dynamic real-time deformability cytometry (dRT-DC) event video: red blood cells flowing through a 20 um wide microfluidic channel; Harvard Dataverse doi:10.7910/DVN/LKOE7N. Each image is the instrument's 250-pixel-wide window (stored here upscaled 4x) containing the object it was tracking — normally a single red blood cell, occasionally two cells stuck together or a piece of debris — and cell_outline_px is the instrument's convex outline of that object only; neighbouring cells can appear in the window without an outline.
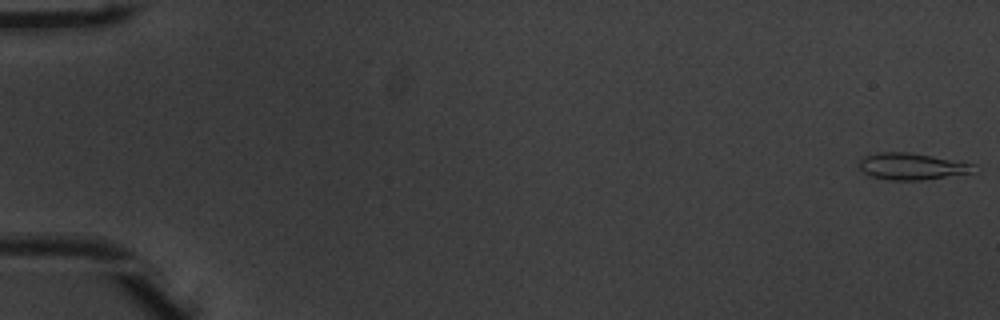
{"species": "common noctule bat (a hibernating species)", "species_latin": "Nyctalus noctula", "temperature_condition": "warm", "stored_images_in_passage": 53, "camera_frame_rate_fps": 3000, "um_per_image_px": 0.085, "animal": {"sex": "male", "body_mass_g": 20.1, "forearm_length_mm": 53.5}, "frame": {"image": 1, "passage_image": 1, "time_ms": 0.0, "image_size_px": [1000, 320], "cell_outline_px": [[976, 172], [924, 180], [888, 180], [868, 176], [860, 168], [860, 160], [864, 156], [876, 152], [912, 152], [960, 160], [976, 164]], "centroid_in_image_um": [77.57, 14.13], "position_along_channel_um": 7.4, "area_um2": 18.32}}
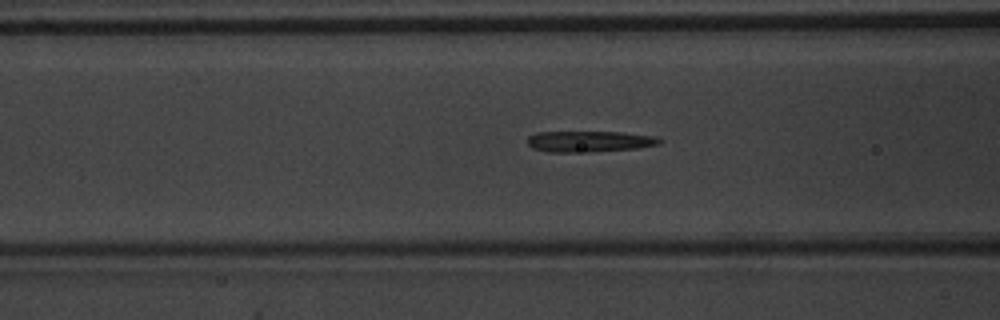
{"frame": {"image": 2, "passage_image": 22, "time_ms": 7.0, "image_size_px": [1000, 320], "cell_outline_px": [[664, 140], [660, 144], [636, 148], [588, 152], [548, 152], [532, 148], [528, 144], [528, 136], [536, 132], [620, 132], [656, 136]], "centroid_in_image_um": [50.11, 12.02], "position_along_channel_um": 116.5, "area_um2": 16.24}}
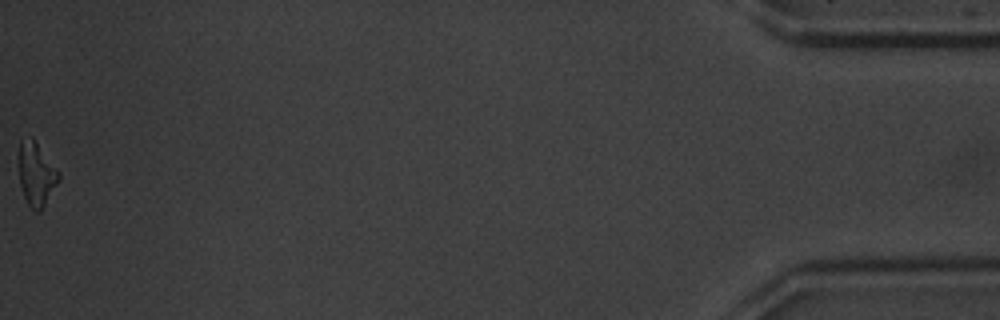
{"frame": {"image": 3, "passage_image": 53, "time_ms": 17.333, "image_size_px": [1000, 320], "cell_outline_px": [[60, 180], [40, 212], [36, 212], [28, 204], [24, 196], [20, 184], [20, 140], [32, 136], [60, 172]], "centroid_in_image_um": [3.12, 14.8], "position_along_channel_um": 432.1, "area_um2": 14.62}, "authors_computed_cell_mechanics": {"area_um2": 16.2996, "velocity_mm_per_s": 3.942, "shape_relaxation_time_tau1_ms": 3.9418, "shape_relaxation_time_tau2_ms": 8.3601, "deformation_change_tau1": 0.1936, "deformation_change_tau2": 0.2376}}